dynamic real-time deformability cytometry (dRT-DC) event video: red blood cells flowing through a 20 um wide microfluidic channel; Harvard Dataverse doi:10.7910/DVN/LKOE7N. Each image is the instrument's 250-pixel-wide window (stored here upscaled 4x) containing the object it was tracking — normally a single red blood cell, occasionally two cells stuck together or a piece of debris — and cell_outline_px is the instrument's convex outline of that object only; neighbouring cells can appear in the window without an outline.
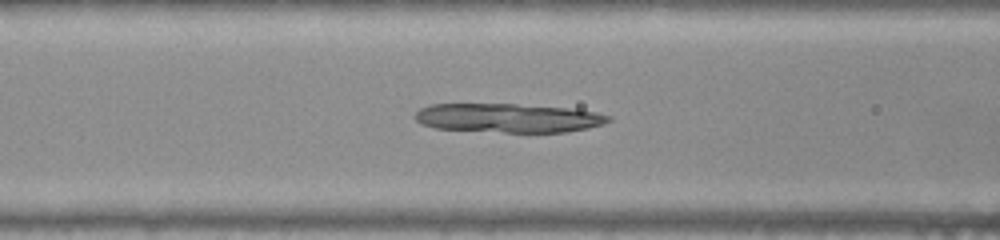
{"species": "common noctule bat (a hibernating species)", "species_latin": "Nyctalus noctula", "temperature_condition": "warm", "stored_images_in_passage": 51, "camera_frame_rate_fps": 3000, "um_per_image_px": 0.085, "animal": {"sex": "female", "body_mass_g": 22.0, "forearm_length_mm": 56.7}, "frame": {"image": 1, "passage_image": 20, "time_ms": 6.333, "image_size_px": [1000, 240], "cell_outline_px": [[612, 120], [604, 124], [588, 128], [568, 132], [504, 132], [436, 128], [420, 124], [416, 120], [416, 112], [420, 108], [432, 104], [516, 104], [568, 108], [596, 112], [612, 116]], "centroid_in_image_um": [43.24, 10.03], "position_along_channel_um": 123.4, "area_um2": 32.66}}
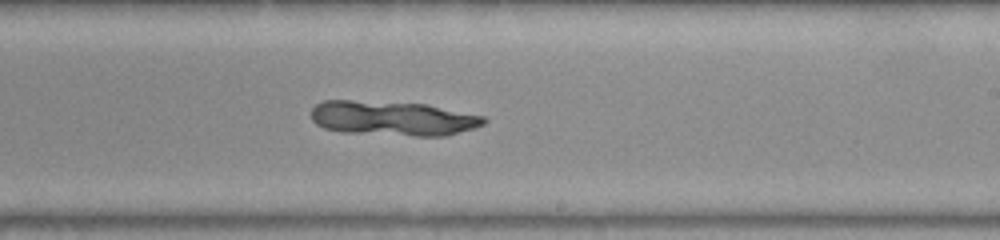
{"frame": {"image": 2, "passage_image": 30, "time_ms": 9.667, "image_size_px": [1000, 240], "cell_outline_px": [[488, 120], [484, 124], [448, 136], [416, 136], [344, 132], [324, 128], [316, 124], [312, 120], [312, 108], [316, 104], [324, 100], [352, 100], [424, 104], [484, 116]], "centroid_in_image_um": [33.38, 10.06], "position_along_channel_um": 255.6, "area_um2": 34.74}}
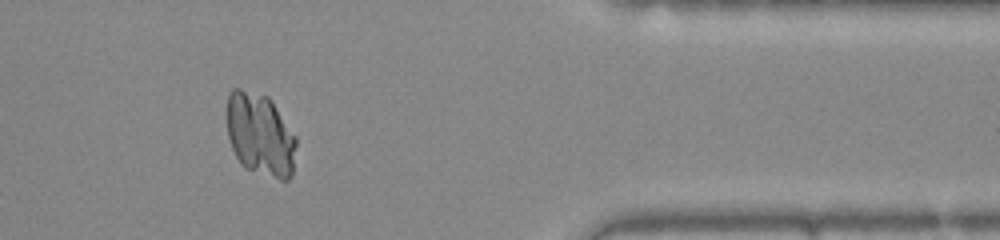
{"frame": {"image": 3, "passage_image": 42, "time_ms": 13.667, "image_size_px": [1000, 240], "cell_outline_px": [[296, 144], [292, 172], [288, 180], [280, 180], [244, 168], [240, 164], [232, 148], [228, 136], [228, 92], [232, 88], [240, 88], [268, 96], [272, 100], [296, 136]], "centroid_in_image_um": [22.12, 11.43], "position_along_channel_um": 389.3, "area_um2": 33.64}}